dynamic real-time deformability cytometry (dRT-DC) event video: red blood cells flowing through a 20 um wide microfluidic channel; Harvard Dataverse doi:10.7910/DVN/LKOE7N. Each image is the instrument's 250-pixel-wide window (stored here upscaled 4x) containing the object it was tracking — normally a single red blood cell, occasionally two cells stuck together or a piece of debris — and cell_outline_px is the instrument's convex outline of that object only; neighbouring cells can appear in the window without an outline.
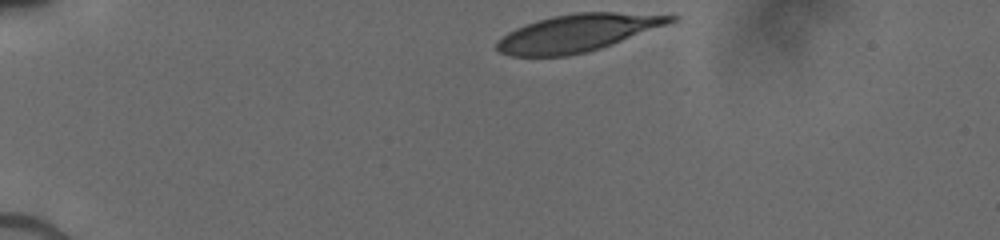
{"species": "human", "species_latin": "Homo sapiens", "temperature_condition": "cold", "stored_images_in_passage": 15, "camera_frame_rate_fps": 3000, "um_per_image_px": 0.085, "donor": {"sex": "male"}, "frame": {"image": 1, "passage_image": 1, "time_ms": 0.0, "image_size_px": [1000, 240], "cell_outline_px": [[676, 20], [600, 48], [584, 52], [564, 56], [512, 56], [500, 52], [496, 48], [496, 44], [508, 32], [516, 28], [552, 16], [576, 12], [612, 12], [676, 16]], "centroid_in_image_um": [49.02, 2.8], "position_along_channel_um": 36.0, "area_um2": 36.65}}
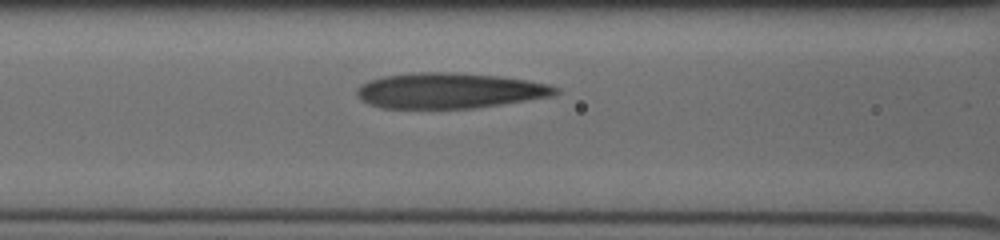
{"frame": {"image": 2, "passage_image": 11, "time_ms": 4.0, "image_size_px": [1000, 240], "cell_outline_px": [[560, 92], [552, 96], [500, 104], [472, 108], [380, 108], [368, 104], [356, 96], [356, 88], [360, 84], [368, 80], [384, 76], [412, 72], [452, 72], [500, 76], [528, 80], [548, 84], [560, 88]], "centroid_in_image_um": [38.17, 7.69], "position_along_channel_um": 128.4, "area_um2": 41.33}}
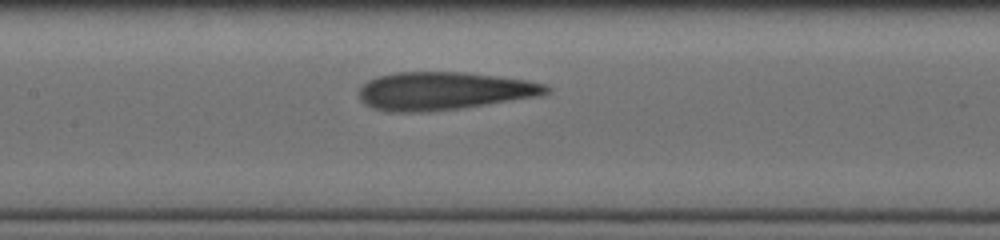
{"frame": {"image": 3, "passage_image": 15, "time_ms": 5.0, "image_size_px": [1000, 240], "cell_outline_px": [[552, 92], [540, 96], [456, 108], [420, 112], [388, 112], [372, 108], [360, 100], [360, 88], [368, 80], [376, 76], [396, 72], [464, 72], [524, 80], [544, 84], [552, 88]], "centroid_in_image_um": [37.69, 7.72], "position_along_channel_um": 169.7, "area_um2": 41.1}}